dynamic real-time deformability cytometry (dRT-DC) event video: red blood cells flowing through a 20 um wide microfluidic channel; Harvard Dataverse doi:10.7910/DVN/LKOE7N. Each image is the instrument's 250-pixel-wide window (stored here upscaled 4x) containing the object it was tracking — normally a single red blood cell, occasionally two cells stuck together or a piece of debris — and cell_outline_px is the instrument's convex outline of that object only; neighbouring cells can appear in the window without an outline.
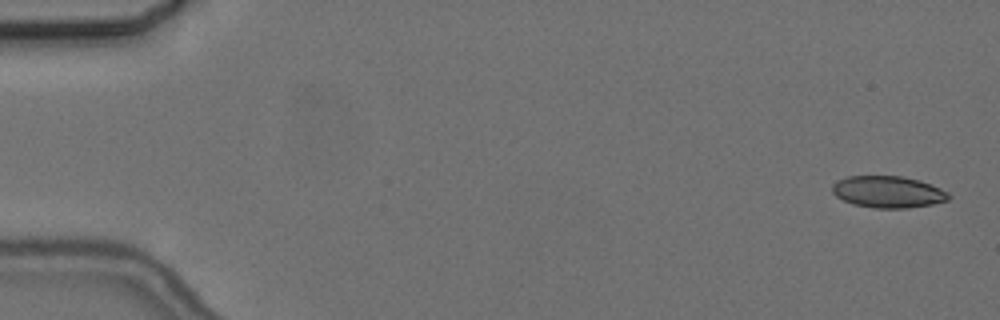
{"species": "common noctule bat (a hibernating species)", "species_latin": "Nyctalus noctula", "temperature_condition": "cold", "stored_images_in_passage": 4, "camera_frame_rate_fps": 3000, "um_per_image_px": 0.085, "animal": {"sex": "female", "body_mass_g": 24.6, "forearm_length_mm": 56.2}, "frame": {"image": 1, "passage_image": 1, "time_ms": 0.0, "image_size_px": [1000, 320], "cell_outline_px": [[952, 196], [948, 200], [932, 204], [908, 208], [872, 208], [852, 204], [836, 196], [832, 192], [832, 184], [836, 180], [848, 176], [900, 176], [920, 180], [940, 188], [948, 192]], "centroid_in_image_um": [75.47, 16.31], "position_along_channel_um": 9.5, "area_um2": 21.68}}